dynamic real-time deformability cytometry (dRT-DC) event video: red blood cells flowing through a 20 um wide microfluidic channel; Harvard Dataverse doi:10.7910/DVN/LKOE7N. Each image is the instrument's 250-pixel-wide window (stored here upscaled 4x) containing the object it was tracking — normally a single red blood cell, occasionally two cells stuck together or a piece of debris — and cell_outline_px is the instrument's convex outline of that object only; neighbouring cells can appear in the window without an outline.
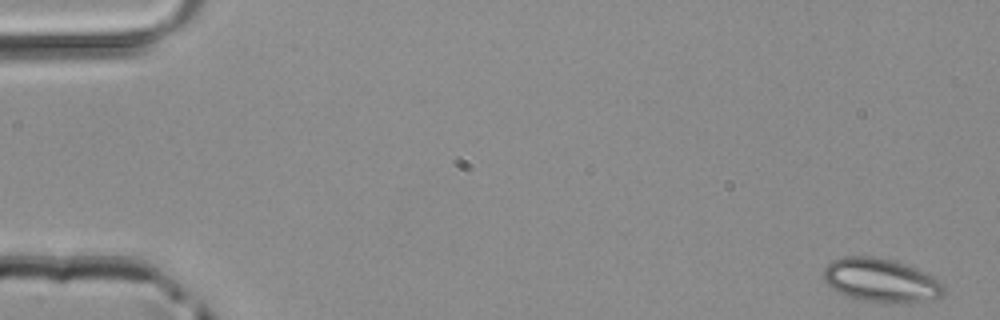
{"species": "common noctule bat (a hibernating species)", "species_latin": "Nyctalus noctula", "temperature_condition": "room temperature", "stored_images_in_passage": 49, "camera_frame_rate_fps": 3000, "um_per_image_px": 0.085, "animal": {"sex": "male", "body_mass_g": 20.4}, "frame": {"image": 1, "passage_image": 1, "time_ms": 0.0, "image_size_px": [1000, 320], "cell_outline_px": [[944, 292], [940, 296], [932, 300], [908, 304], [904, 304], [864, 300], [848, 296], [832, 288], [824, 280], [824, 268], [832, 260], [844, 256], [872, 256], [904, 264], [916, 268], [940, 280], [944, 284]], "centroid_in_image_um": [74.92, 23.84], "position_along_channel_um": 10.1, "area_um2": 30.52}}
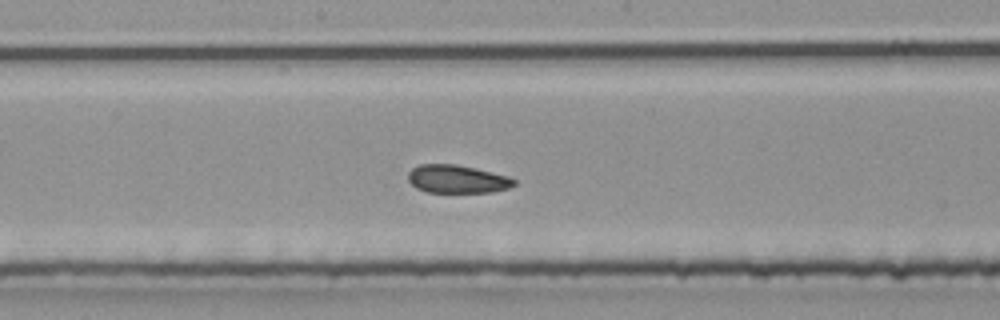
{"frame": {"image": 2, "passage_image": 26, "time_ms": 8.333, "image_size_px": [1000, 320], "cell_outline_px": [[516, 184], [508, 188], [492, 192], [428, 192], [416, 188], [408, 180], [408, 172], [412, 168], [420, 164], [456, 164], [508, 176], [516, 180]], "centroid_in_image_um": [38.84, 15.22], "position_along_channel_um": 209.4, "area_um2": 17.28}}
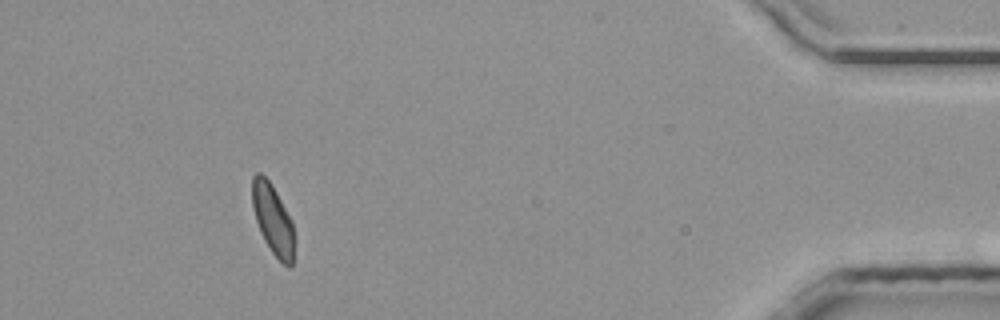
{"frame": {"image": 3, "passage_image": 45, "time_ms": 14.667, "image_size_px": [1000, 320], "cell_outline_px": [[296, 240], [292, 268], [288, 268], [272, 252], [264, 240], [260, 232], [252, 208], [252, 176], [256, 172], [260, 172], [272, 184], [292, 220], [296, 236]], "centroid_in_image_um": [23.23, 18.68], "position_along_channel_um": 412.0, "area_um2": 17.69}}